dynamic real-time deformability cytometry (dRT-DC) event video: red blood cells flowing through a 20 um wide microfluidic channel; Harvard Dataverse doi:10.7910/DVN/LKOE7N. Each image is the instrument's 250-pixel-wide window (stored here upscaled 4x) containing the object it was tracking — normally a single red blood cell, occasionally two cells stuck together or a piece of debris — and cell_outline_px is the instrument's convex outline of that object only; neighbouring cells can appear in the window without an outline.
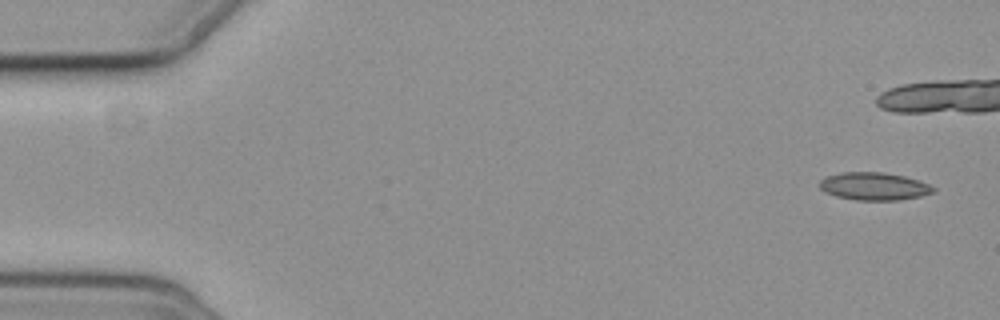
{"species": "common noctule bat (a hibernating species)", "species_latin": "Nyctalus noctula", "temperature_condition": "cold", "stored_images_in_passage": 8, "camera_frame_rate_fps": 3000, "um_per_image_px": 0.085, "animal": {"sex": "female", "body_mass_g": 19.3, "forearm_length_mm": 54.1}, "frame": {"image": 1, "passage_image": 1, "time_ms": 0.0, "image_size_px": [1000, 320], "cell_outline_px": [[936, 188], [932, 192], [920, 196], [900, 200], [856, 200], [836, 196], [820, 188], [820, 180], [824, 176], [840, 172], [884, 172], [904, 176], [928, 184]], "centroid_in_image_um": [74.27, 15.82], "position_along_channel_um": 10.7, "area_um2": 18.26}}
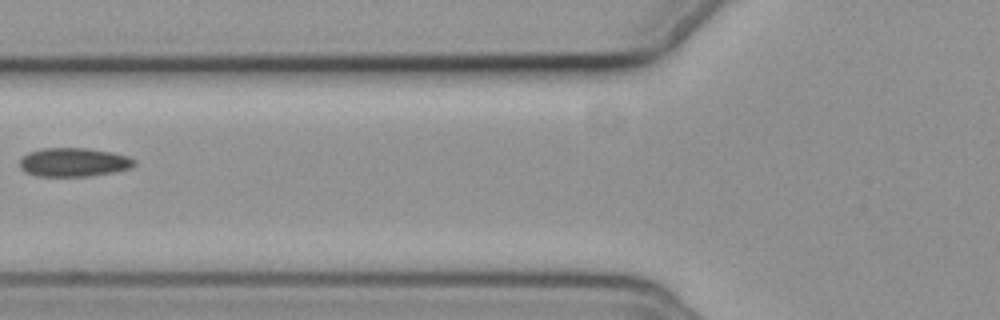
{"frame": {"image": 2, "passage_image": 8, "time_ms": 8.667, "image_size_px": [1000, 320], "cell_outline_px": [[136, 164], [132, 168], [112, 172], [88, 176], [36, 176], [24, 172], [20, 168], [20, 160], [28, 152], [44, 148], [88, 148], [112, 152], [128, 156], [136, 160]], "centroid_in_image_um": [6.28, 13.79], "position_along_channel_um": 119.5, "area_um2": 19.31}}